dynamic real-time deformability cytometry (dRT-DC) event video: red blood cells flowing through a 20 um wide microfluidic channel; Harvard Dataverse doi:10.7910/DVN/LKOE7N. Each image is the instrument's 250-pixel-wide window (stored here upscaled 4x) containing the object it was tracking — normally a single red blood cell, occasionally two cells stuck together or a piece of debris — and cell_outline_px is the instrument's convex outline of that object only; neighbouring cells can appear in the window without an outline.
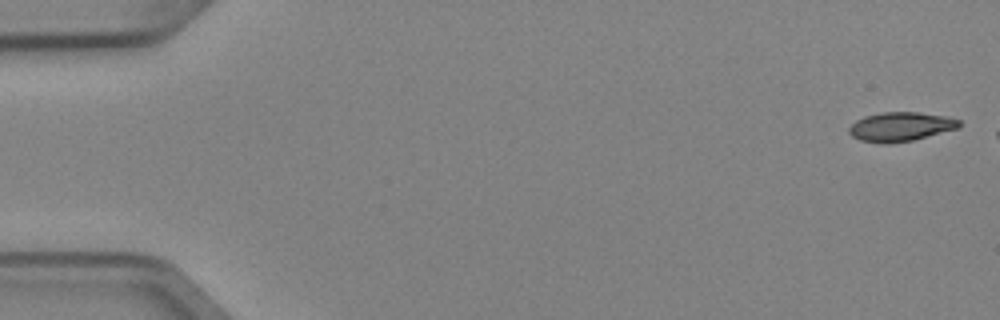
{"species": "Egyptian fruit bat (a non-hibernating species)", "species_latin": "Rousettus aegyptiacus", "temperature_condition": "cold", "stored_images_in_passage": 3, "camera_frame_rate_fps": 3000, "um_per_image_px": 0.085, "animal": {"sex": "female"}, "frame": {"image": 1, "passage_image": 1, "time_ms": 0.0, "image_size_px": [1000, 320], "cell_outline_px": [[960, 128], [912, 140], [888, 144], [884, 144], [860, 140], [852, 136], [848, 132], [848, 128], [856, 120], [864, 116], [880, 112], [920, 112], [948, 116], [960, 120]], "centroid_in_image_um": [76.56, 10.76], "position_along_channel_um": 8.4, "area_um2": 18.9}}